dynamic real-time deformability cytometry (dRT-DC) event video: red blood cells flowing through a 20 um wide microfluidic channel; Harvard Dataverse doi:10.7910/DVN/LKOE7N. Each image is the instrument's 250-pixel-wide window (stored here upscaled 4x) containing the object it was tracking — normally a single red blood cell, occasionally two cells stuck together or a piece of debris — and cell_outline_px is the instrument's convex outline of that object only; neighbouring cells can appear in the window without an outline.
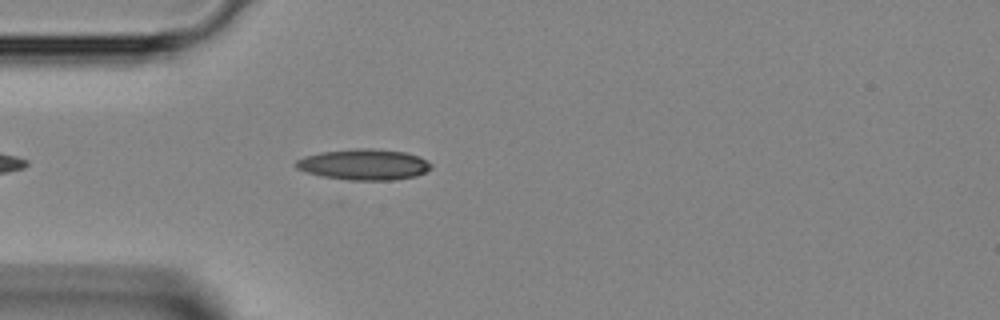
{"species": "Egyptian fruit bat (a non-hibernating species)", "species_latin": "Rousettus aegyptiacus", "temperature_condition": "room temperature", "stored_images_in_passage": 12, "camera_frame_rate_fps": 3000, "um_per_image_px": 0.085, "animal": {"sex": "female"}, "frame": {"image": 1, "passage_image": 4, "time_ms": 1.0, "image_size_px": [1000, 320], "cell_outline_px": [[432, 168], [416, 176], [392, 180], [348, 180], [324, 176], [308, 172], [296, 168], [292, 164], [296, 160], [304, 156], [320, 152], [356, 148], [372, 148], [404, 152], [420, 156], [432, 164]], "centroid_in_image_um": [30.93, 13.97], "position_along_channel_um": 54.1, "area_um2": 24.39}}
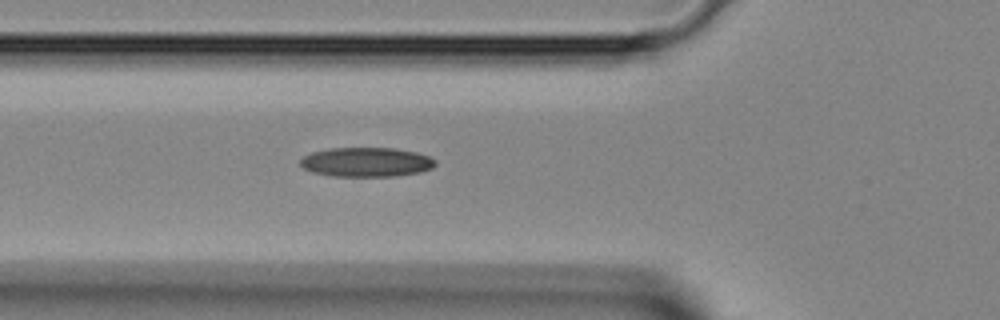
{"frame": {"image": 2, "passage_image": 7, "time_ms": 2.0, "image_size_px": [1000, 320], "cell_outline_px": [[436, 164], [432, 168], [420, 172], [396, 176], [332, 176], [312, 172], [304, 168], [300, 164], [300, 160], [304, 156], [312, 152], [328, 148], [392, 148], [416, 152], [428, 156], [436, 160]], "centroid_in_image_um": [31.14, 13.78], "position_along_channel_um": 94.7, "area_um2": 23.12}}
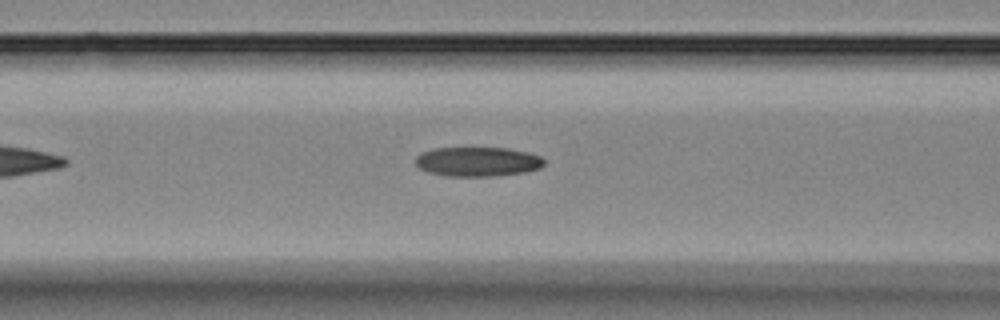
{"frame": {"image": 3, "passage_image": 9, "time_ms": 2.667, "image_size_px": [1000, 320], "cell_outline_px": [[544, 164], [540, 168], [524, 172], [492, 176], [444, 176], [428, 172], [420, 168], [416, 164], [416, 156], [420, 152], [432, 148], [508, 148], [528, 152], [540, 156], [544, 160]], "centroid_in_image_um": [40.57, 13.73], "position_along_channel_um": 126.0, "area_um2": 22.14}}